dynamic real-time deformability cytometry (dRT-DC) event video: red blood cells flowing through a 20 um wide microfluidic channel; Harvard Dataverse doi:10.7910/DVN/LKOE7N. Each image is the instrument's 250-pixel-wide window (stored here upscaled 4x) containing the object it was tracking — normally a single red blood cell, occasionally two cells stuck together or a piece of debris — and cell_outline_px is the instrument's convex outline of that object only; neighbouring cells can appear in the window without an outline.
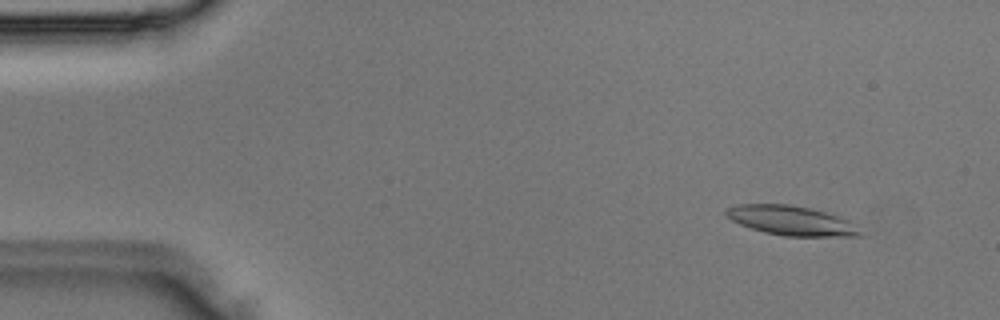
{"species": "Egyptian fruit bat (a non-hibernating species)", "species_latin": "Rousettus aegyptiacus", "temperature_condition": "room temperature", "stored_images_in_passage": 3, "camera_frame_rate_fps": 3000, "um_per_image_px": 0.085, "animal": {"sex": "male"}, "frame": {"image": 1, "passage_image": 1, "time_ms": 0.0, "image_size_px": [1000, 320], "cell_outline_px": [[864, 236], [784, 236], [764, 232], [740, 224], [732, 220], [724, 212], [728, 208], [740, 204], [788, 204], [812, 208], [852, 220], [856, 224]], "centroid_in_image_um": [67.34, 18.75], "position_along_channel_um": 17.7, "area_um2": 23.12}}